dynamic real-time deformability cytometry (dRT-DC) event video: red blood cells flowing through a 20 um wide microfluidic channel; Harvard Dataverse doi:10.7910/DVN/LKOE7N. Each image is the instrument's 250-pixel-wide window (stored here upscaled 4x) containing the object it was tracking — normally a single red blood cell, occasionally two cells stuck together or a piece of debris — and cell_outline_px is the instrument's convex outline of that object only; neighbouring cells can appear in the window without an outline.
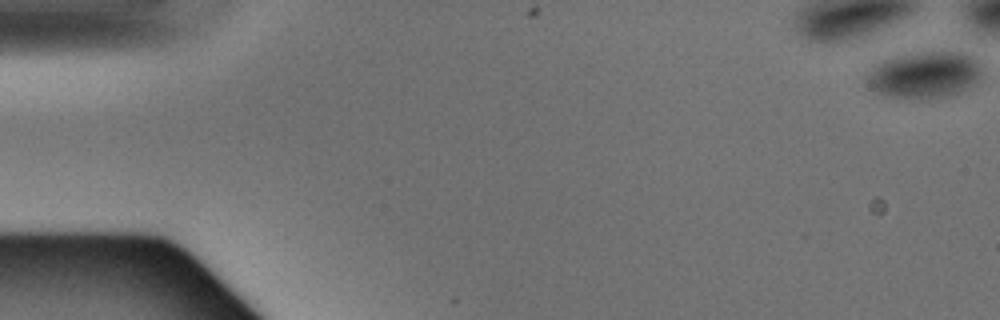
{"species": "Egyptian fruit bat (a non-hibernating species)", "species_latin": "Rousettus aegyptiacus", "temperature_condition": "warm", "stored_images_in_passage": 7, "camera_frame_rate_fps": 3000, "um_per_image_px": 0.085, "animal": {"sex": "male"}, "frame": {"image": 1, "passage_image": 1, "time_ms": 0.0, "image_size_px": [1000, 320], "cell_outline_px": [[980, 76], [976, 80], [964, 88], [956, 92], [944, 96], [928, 100], [920, 100], [888, 96], [872, 92], [868, 80], [868, 76], [880, 64], [888, 60], [928, 52], [956, 52], [968, 56], [980, 68]], "centroid_in_image_um": [78.55, 6.43], "position_along_channel_um": 6.4, "area_um2": 29.59}}
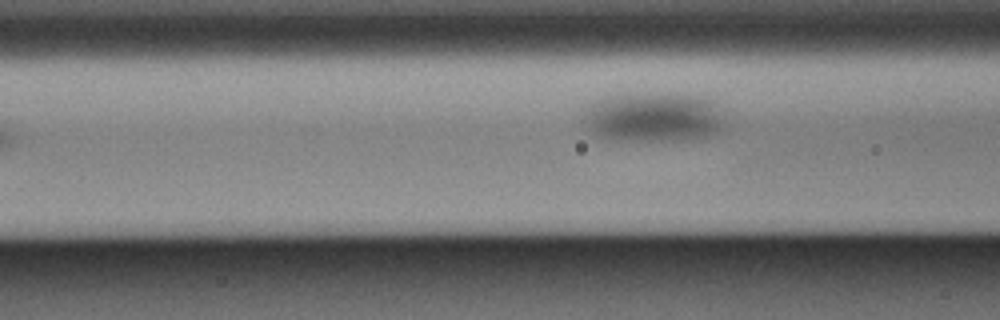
{"frame": {"image": 2, "passage_image": 7, "time_ms": 2.0, "image_size_px": [1000, 320], "cell_outline_px": [[724, 128], [708, 136], [684, 140], [616, 140], [600, 136], [584, 128], [592, 104], [596, 100], [612, 96], [696, 96], [708, 100], [724, 124]], "centroid_in_image_um": [55.52, 10.04], "position_along_channel_um": 111.1, "area_um2": 38.49}}